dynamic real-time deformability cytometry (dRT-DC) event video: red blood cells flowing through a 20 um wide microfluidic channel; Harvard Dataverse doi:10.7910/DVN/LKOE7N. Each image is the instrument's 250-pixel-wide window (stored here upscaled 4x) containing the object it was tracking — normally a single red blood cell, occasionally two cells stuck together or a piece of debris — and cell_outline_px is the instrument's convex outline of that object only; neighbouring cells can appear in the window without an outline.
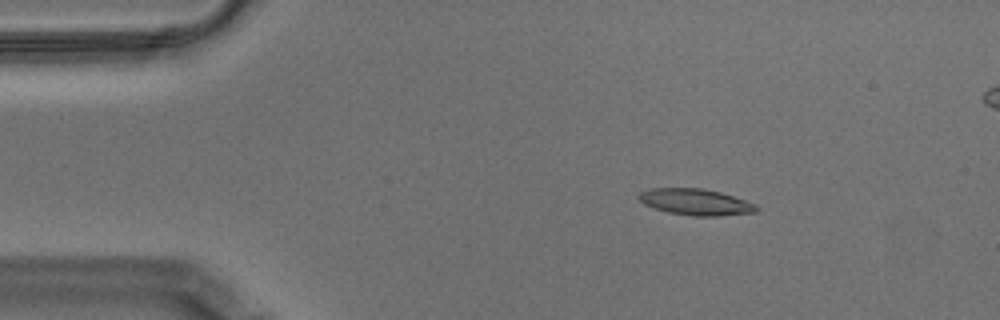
{"species": "Egyptian fruit bat (a non-hibernating species)", "species_latin": "Rousettus aegyptiacus", "temperature_condition": "warm", "stored_images_in_passage": 58, "segment_of_instrument_passage": [1, 2], "camera_frame_rate_fps": 3000, "um_per_image_px": 0.085, "animal": {"sex": "male"}, "frame": {"image": 1, "passage_image": 9, "time_ms": 2.667, "image_size_px": [1000, 320], "cell_outline_px": [[760, 208], [756, 212], [720, 216], [692, 216], [668, 212], [644, 204], [636, 196], [640, 192], [648, 188], [704, 188], [720, 192], [756, 204]], "centroid_in_image_um": [59.13, 17.17], "position_along_channel_um": 25.9, "area_um2": 18.09}}
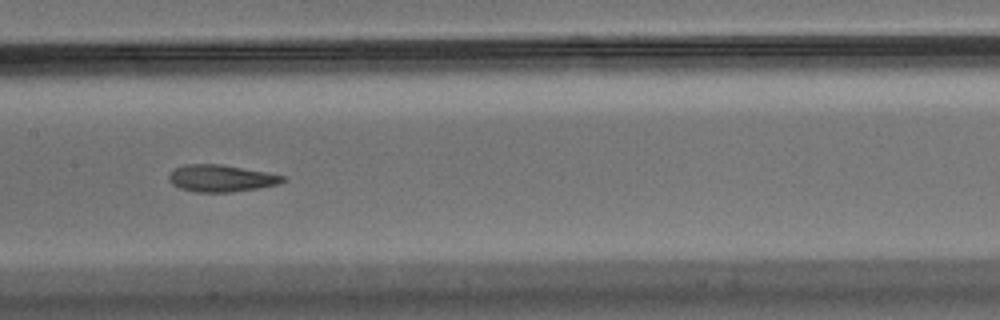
{"frame": {"image": 2, "passage_image": 28, "time_ms": 9.0, "image_size_px": [1000, 320], "cell_outline_px": [[284, 180], [280, 184], [260, 188], [232, 192], [196, 192], [180, 188], [172, 184], [168, 180], [168, 176], [176, 168], [184, 164], [220, 164], [268, 172], [284, 176]], "centroid_in_image_um": [18.8, 15.16], "position_along_channel_um": 188.6, "area_um2": 17.92}}
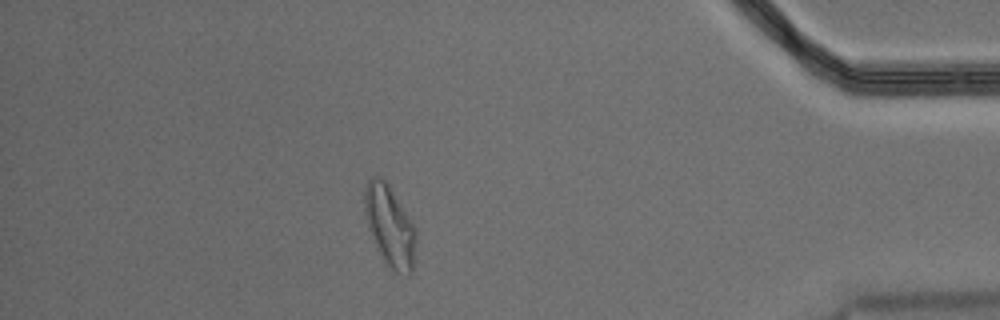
{"frame": {"image": 3, "passage_image": 50, "time_ms": 16.333, "image_size_px": [1000, 320], "cell_outline_px": [[416, 244], [412, 272], [408, 276], [396, 272], [384, 264], [376, 248], [368, 228], [364, 208], [364, 188], [368, 180], [372, 176], [380, 176], [388, 184], [416, 228]], "centroid_in_image_um": [33.12, 19.24], "position_along_channel_um": 402.1, "area_um2": 24.51}}